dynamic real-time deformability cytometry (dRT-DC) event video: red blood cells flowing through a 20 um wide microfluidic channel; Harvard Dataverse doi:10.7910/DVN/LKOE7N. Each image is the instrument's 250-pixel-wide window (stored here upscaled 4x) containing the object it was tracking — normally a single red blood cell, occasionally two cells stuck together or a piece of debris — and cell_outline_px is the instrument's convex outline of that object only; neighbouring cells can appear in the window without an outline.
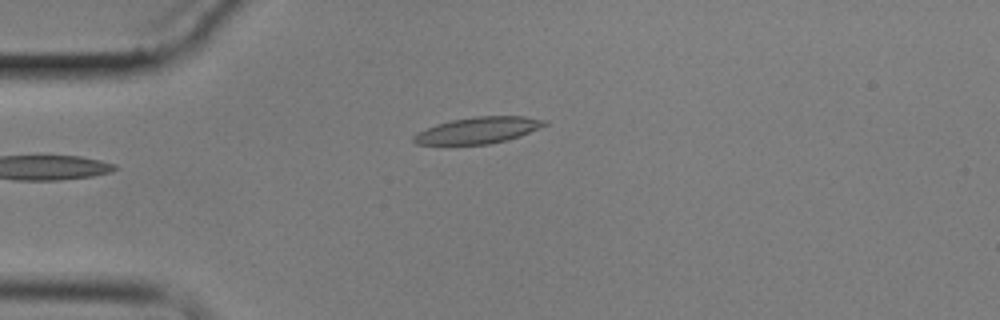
{"species": "common noctule bat (a hibernating species)", "species_latin": "Nyctalus noctula", "temperature_condition": "cold", "stored_images_in_passage": 2, "camera_frame_rate_fps": 3000, "um_per_image_px": 0.085, "animal": {"sex": "male", "body_mass_g": 17.9}, "frame": {"image": 1, "passage_image": 2, "time_ms": 1.333, "image_size_px": [1000, 320], "cell_outline_px": [[548, 124], [520, 136], [508, 140], [488, 144], [416, 144], [412, 140], [412, 136], [416, 132], [436, 124], [452, 120], [476, 116], [524, 116], [548, 120]], "centroid_in_image_um": [40.64, 11.07], "position_along_channel_um": 44.4, "area_um2": 20.17}}